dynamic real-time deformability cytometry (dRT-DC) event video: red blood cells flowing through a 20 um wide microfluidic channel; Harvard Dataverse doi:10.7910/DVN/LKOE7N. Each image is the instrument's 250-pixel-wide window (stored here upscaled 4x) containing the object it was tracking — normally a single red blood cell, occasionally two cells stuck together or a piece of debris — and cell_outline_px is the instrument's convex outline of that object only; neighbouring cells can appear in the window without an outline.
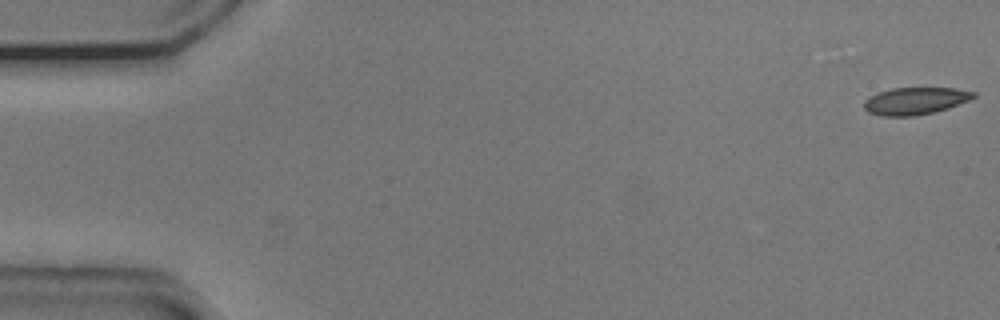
{"species": "common noctule bat (a hibernating species)", "species_latin": "Nyctalus noctula", "temperature_condition": "cold", "stored_images_in_passage": 13, "camera_frame_rate_fps": 3000, "um_per_image_px": 0.085, "animal": {"sex": "male", "body_mass_g": 20.5, "forearm_length_mm": 52.5}, "frame": {"image": 1, "passage_image": 1, "time_ms": 0.0, "image_size_px": [1000, 320], "cell_outline_px": [[976, 96], [968, 100], [948, 108], [932, 112], [912, 116], [880, 116], [868, 112], [864, 108], [864, 100], [880, 92], [892, 88], [956, 88], [976, 92]], "centroid_in_image_um": [77.79, 8.58], "position_along_channel_um": 7.2, "area_um2": 17.17}}